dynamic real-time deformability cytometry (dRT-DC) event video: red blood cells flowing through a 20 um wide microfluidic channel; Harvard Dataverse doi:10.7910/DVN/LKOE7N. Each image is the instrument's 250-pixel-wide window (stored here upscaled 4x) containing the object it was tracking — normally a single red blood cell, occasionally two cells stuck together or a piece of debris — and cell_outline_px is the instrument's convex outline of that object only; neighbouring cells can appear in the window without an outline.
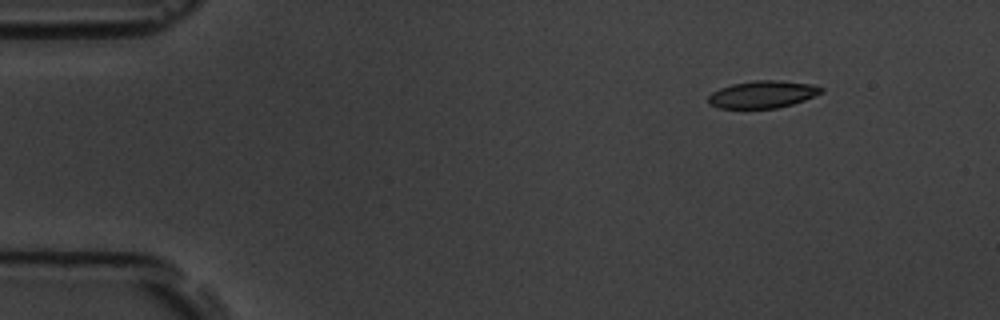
{"species": "common noctule bat (a hibernating species)", "species_latin": "Nyctalus noctula", "temperature_condition": "room temperature", "stored_images_in_passage": 4, "camera_frame_rate_fps": 3000, "um_per_image_px": 0.085, "animal": {"sex": "male", "body_mass_g": 19.5, "forearm_length_mm": 54.6}, "frame": {"image": 1, "passage_image": 1, "time_ms": 0.0, "image_size_px": [1000, 320], "cell_outline_px": [[824, 92], [804, 100], [792, 104], [776, 108], [720, 108], [708, 104], [708, 96], [712, 92], [720, 88], [732, 84], [756, 80], [776, 80], [812, 84], [824, 88]], "centroid_in_image_um": [64.82, 8.02], "position_along_channel_um": 20.2, "area_um2": 17.92}}
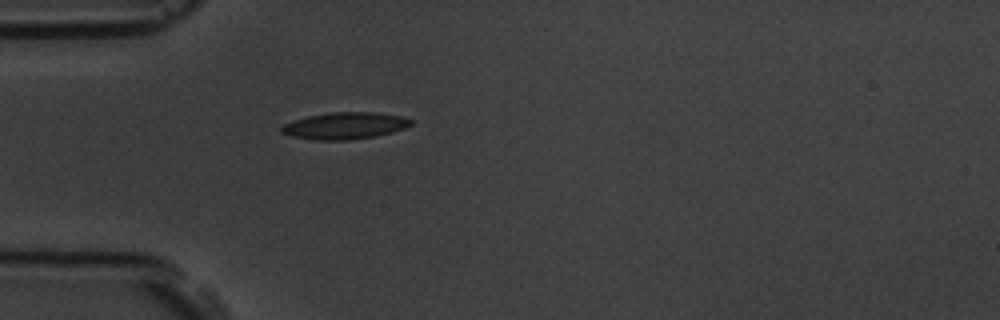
{"frame": {"image": 2, "passage_image": 4, "time_ms": 3.333, "image_size_px": [1000, 320], "cell_outline_px": [[412, 124], [404, 128], [392, 132], [376, 136], [348, 140], [316, 140], [292, 136], [280, 132], [280, 128], [284, 124], [308, 116], [332, 112], [376, 112], [400, 116], [412, 120]], "centroid_in_image_um": [29.31, 10.69], "position_along_channel_um": 55.7, "area_um2": 20.06}}